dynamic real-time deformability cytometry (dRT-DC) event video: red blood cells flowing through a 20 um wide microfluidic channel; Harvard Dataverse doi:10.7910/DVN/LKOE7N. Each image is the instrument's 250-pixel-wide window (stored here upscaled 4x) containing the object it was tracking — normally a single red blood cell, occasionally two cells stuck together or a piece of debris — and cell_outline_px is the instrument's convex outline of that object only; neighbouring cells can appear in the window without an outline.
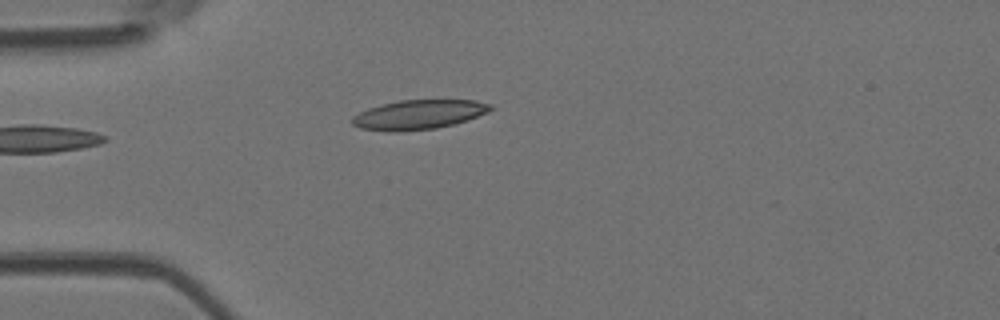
{"species": "Egyptian fruit bat (a non-hibernating species)", "species_latin": "Rousettus aegyptiacus", "temperature_condition": "room temperature", "stored_images_in_passage": 1, "camera_frame_rate_fps": 3000, "um_per_image_px": 0.085, "animal": {"sex": "female"}, "frame": {"image": 1, "passage_image": 1, "time_ms": 0.0, "image_size_px": [1000, 320], "cell_outline_px": [[496, 108], [488, 112], [468, 120], [436, 128], [396, 132], [392, 132], [360, 128], [352, 124], [352, 116], [368, 108], [400, 100], [476, 100], [492, 104]], "centroid_in_image_um": [35.63, 9.74], "position_along_channel_um": 49.4, "area_um2": 23.76}}